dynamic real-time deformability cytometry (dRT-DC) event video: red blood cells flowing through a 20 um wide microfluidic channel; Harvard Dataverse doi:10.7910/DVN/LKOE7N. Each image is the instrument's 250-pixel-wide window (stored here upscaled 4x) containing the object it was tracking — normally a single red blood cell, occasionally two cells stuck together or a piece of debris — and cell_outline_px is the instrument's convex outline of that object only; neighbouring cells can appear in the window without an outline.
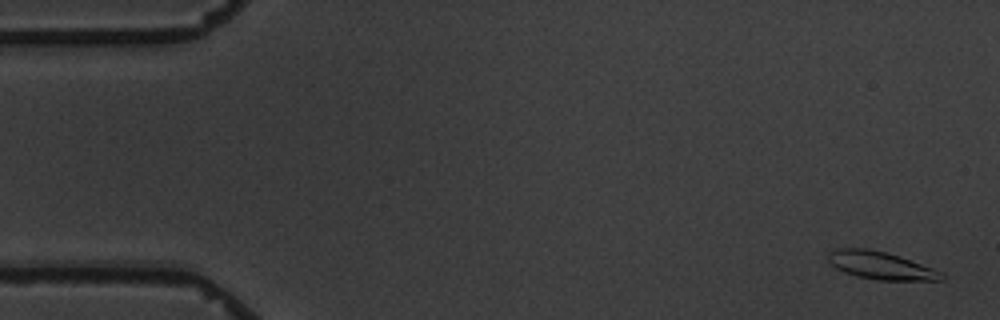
{"species": "common noctule bat (a hibernating species)", "species_latin": "Nyctalus noctula", "temperature_condition": "warm", "stored_images_in_passage": 5, "camera_frame_rate_fps": 3000, "um_per_image_px": 0.085, "animal": {"sex": "male", "body_mass_g": 19.5, "forearm_length_mm": 54.6}, "frame": {"image": 1, "passage_image": 1, "time_ms": 0.0, "image_size_px": [1000, 320], "cell_outline_px": [[944, 280], [876, 280], [856, 276], [844, 272], [836, 268], [828, 260], [828, 252], [836, 248], [868, 248], [900, 256], [932, 268], [940, 272], [944, 276]], "centroid_in_image_um": [74.82, 22.56], "position_along_channel_um": 10.2, "area_um2": 18.21}}